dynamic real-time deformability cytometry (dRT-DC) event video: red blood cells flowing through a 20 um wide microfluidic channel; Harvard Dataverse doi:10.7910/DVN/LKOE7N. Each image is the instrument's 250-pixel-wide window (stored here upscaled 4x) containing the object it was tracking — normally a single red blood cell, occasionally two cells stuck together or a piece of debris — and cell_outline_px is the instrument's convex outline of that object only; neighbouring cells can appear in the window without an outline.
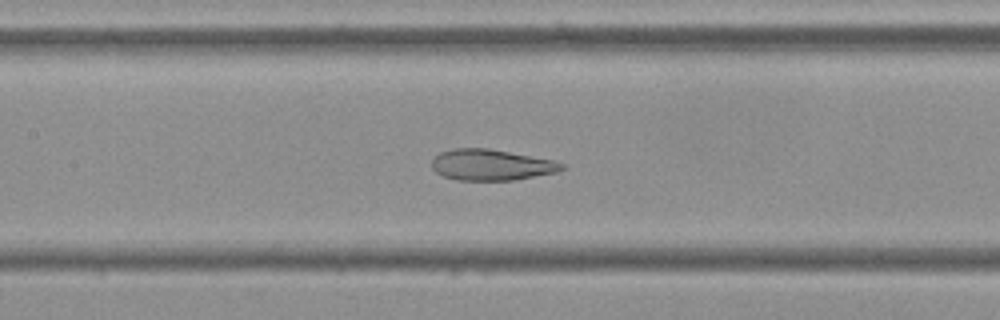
{"species": "Egyptian fruit bat (a non-hibernating species)", "species_latin": "Rousettus aegyptiacus", "temperature_condition": "cold", "stored_images_in_passage": 47, "camera_frame_rate_fps": 3000, "um_per_image_px": 0.085, "frame": {"image": 1, "passage_image": 17, "time_ms": 5.333, "image_size_px": [1000, 320], "cell_outline_px": [[564, 168], [556, 172], [512, 180], [456, 180], [444, 176], [436, 172], [432, 168], [432, 160], [440, 152], [452, 148], [488, 148], [556, 160], [564, 164]], "centroid_in_image_um": [41.75, 14.0], "position_along_channel_um": 165.6, "area_um2": 23.47}}
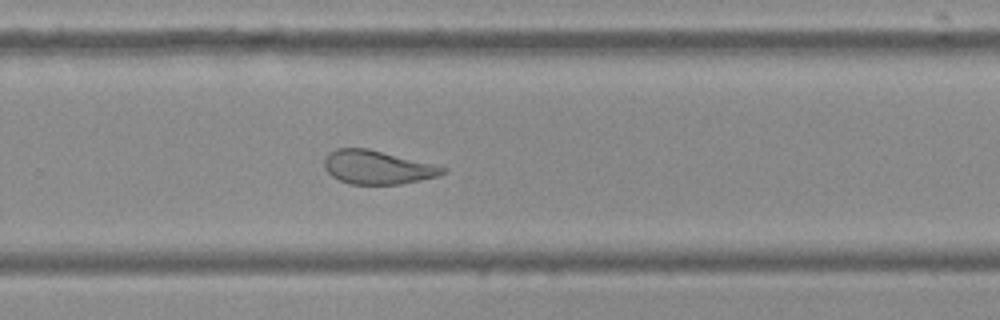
{"frame": {"image": 2, "passage_image": 28, "time_ms": 9.0, "image_size_px": [1000, 320], "cell_outline_px": [[448, 172], [436, 176], [420, 180], [400, 184], [352, 184], [340, 180], [332, 176], [324, 168], [324, 156], [328, 152], [336, 148], [368, 148], [448, 168]], "centroid_in_image_um": [32.04, 14.21], "position_along_channel_um": 297.8, "area_um2": 23.12}}
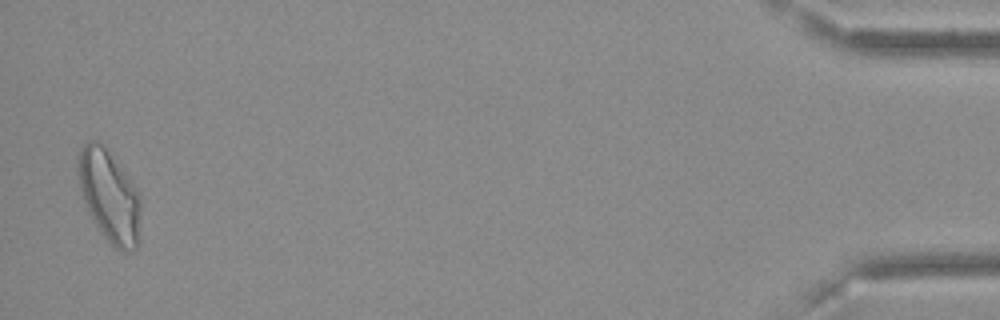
{"frame": {"image": 3, "passage_image": 46, "time_ms": 15.0, "image_size_px": [1000, 320], "cell_outline_px": [[140, 212], [136, 248], [132, 252], [124, 252], [116, 248], [104, 236], [88, 212], [84, 204], [76, 172], [80, 148], [88, 140], [96, 140], [104, 144], [140, 192]], "centroid_in_image_um": [9.27, 16.62], "position_along_channel_um": 425.9, "area_um2": 33.7}, "authors_computed_cell_mechanics": {"area_um2": 26.1834, "velocity_mm_per_s": 3.6138, "shape_relaxation_time_tau1_ms": null, "shape_relaxation_time_tau2_ms": 1.4283, "deformation_change_tau1": null, "deformation_change_tau2": 0.088}}